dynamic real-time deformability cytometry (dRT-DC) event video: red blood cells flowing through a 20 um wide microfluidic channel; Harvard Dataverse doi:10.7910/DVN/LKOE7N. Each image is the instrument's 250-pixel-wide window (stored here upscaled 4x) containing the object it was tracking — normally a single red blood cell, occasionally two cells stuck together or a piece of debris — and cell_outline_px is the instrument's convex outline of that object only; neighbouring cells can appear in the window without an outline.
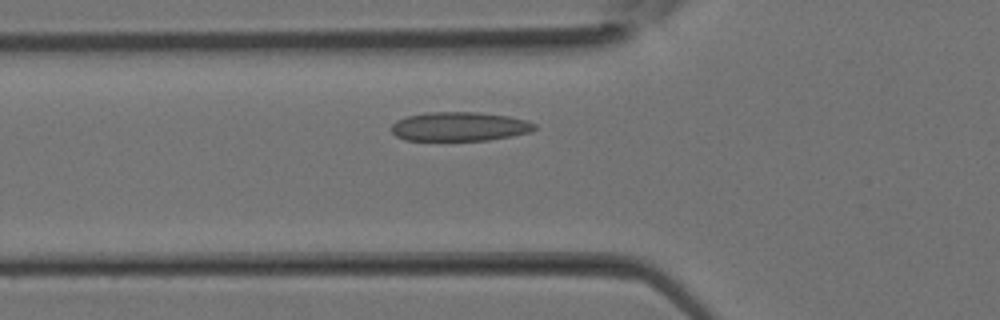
{"species": "Egyptian fruit bat (a non-hibernating species)", "species_latin": "Rousettus aegyptiacus", "temperature_condition": "room temperature", "stored_images_in_passage": 19, "camera_frame_rate_fps": 3000, "um_per_image_px": 0.085, "animal": {"sex": "female"}, "frame": {"image": 1, "passage_image": 4, "time_ms": 1.0, "image_size_px": [1000, 320], "cell_outline_px": [[536, 128], [528, 132], [512, 136], [488, 140], [404, 140], [396, 136], [392, 132], [392, 124], [396, 120], [408, 116], [428, 112], [476, 112], [508, 116], [528, 120], [536, 124]], "centroid_in_image_um": [39.06, 10.75], "position_along_channel_um": 86.7, "area_um2": 24.22}}
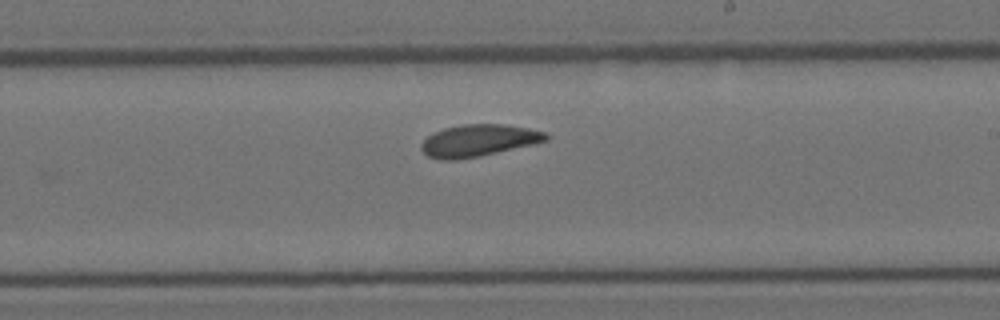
{"frame": {"image": 2, "passage_image": 12, "time_ms": 3.667, "image_size_px": [1000, 320], "cell_outline_px": [[552, 136], [548, 140], [532, 144], [480, 156], [456, 160], [440, 160], [428, 156], [420, 148], [420, 144], [432, 132], [444, 128], [460, 124], [504, 124], [528, 128], [544, 132]], "centroid_in_image_um": [40.65, 11.94], "position_along_channel_um": 248.3, "area_um2": 23.29}}
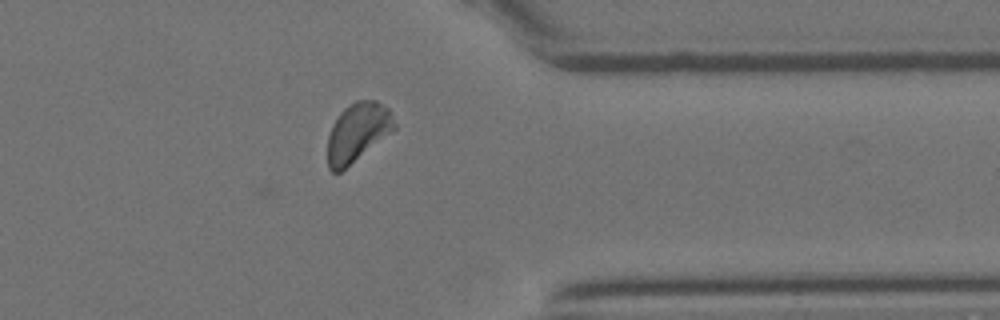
{"frame": {"image": 3, "passage_image": 19, "time_ms": 6.0, "image_size_px": [1000, 320], "cell_outline_px": [[396, 128], [340, 172], [332, 172], [328, 168], [328, 136], [332, 124], [340, 112], [348, 104], [356, 100], [376, 100], [388, 108], [396, 124]], "centroid_in_image_um": [30.38, 11.22], "position_along_channel_um": 381.0, "area_um2": 22.66}}